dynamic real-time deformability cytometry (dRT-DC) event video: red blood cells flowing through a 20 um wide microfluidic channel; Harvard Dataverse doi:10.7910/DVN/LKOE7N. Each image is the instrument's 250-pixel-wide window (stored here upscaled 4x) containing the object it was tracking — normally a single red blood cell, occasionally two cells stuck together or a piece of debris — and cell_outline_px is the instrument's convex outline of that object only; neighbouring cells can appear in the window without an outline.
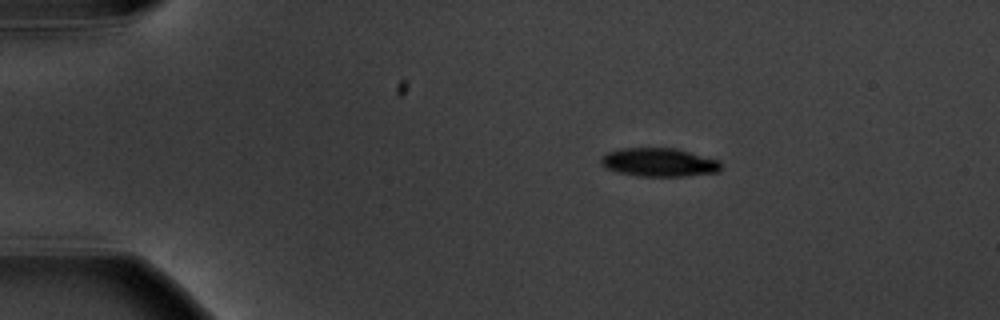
{"species": "common noctule bat (a hibernating species)", "species_latin": "Nyctalus noctula", "temperature_condition": "warm", "stored_images_in_passage": 2, "camera_frame_rate_fps": 3000, "um_per_image_px": 0.085, "animal": {"sex": "male", "body_mass_g": 20.1, "forearm_length_mm": 53.5}, "frame": {"image": 1, "passage_image": 1, "time_ms": 0.0, "image_size_px": [1000, 320], "cell_outline_px": [[720, 172], [680, 176], [640, 176], [620, 172], [608, 168], [600, 160], [600, 156], [608, 152], [620, 148], [676, 148], [720, 160]], "centroid_in_image_um": [56.05, 13.78], "position_along_channel_um": 29.0, "area_um2": 19.77}}